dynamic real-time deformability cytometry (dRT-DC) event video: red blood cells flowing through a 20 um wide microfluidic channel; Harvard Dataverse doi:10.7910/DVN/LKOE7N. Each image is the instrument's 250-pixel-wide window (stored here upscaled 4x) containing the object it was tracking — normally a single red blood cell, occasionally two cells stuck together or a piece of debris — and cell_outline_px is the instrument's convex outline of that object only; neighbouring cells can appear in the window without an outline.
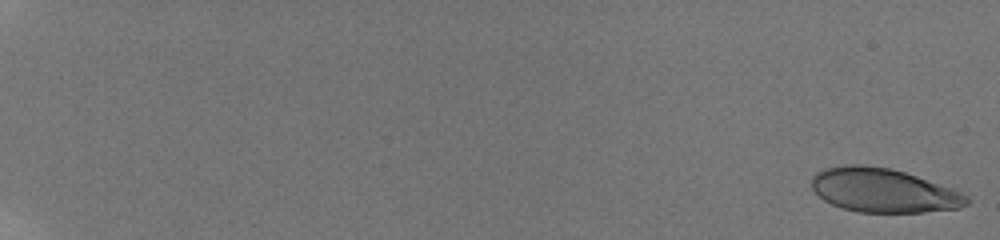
{"species": "human", "species_latin": "Homo sapiens", "temperature_condition": "room temperature", "stored_images_in_passage": 61, "camera_frame_rate_fps": 3000, "um_per_image_px": 0.085, "donor": {"sex": "male"}, "frame": {"image": 1, "passage_image": 1, "time_ms": 0.0, "image_size_px": [1000, 240], "cell_outline_px": [[968, 204], [960, 208], [924, 212], [856, 212], [832, 204], [824, 200], [812, 188], [812, 176], [816, 172], [824, 168], [844, 164], [864, 164], [892, 168], [916, 176], [960, 192], [968, 196]], "centroid_in_image_um": [75.05, 16.17], "position_along_channel_um": 10.0, "area_um2": 39.59}}
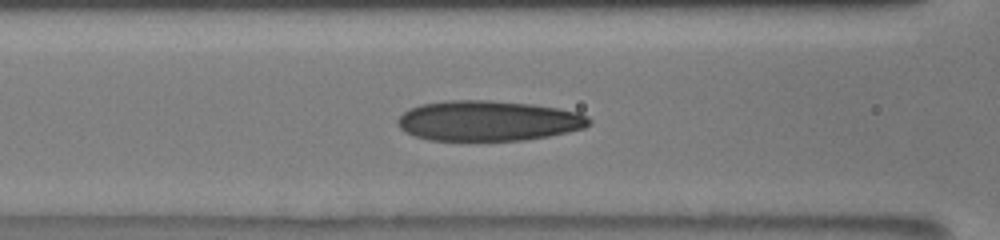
{"frame": {"image": 2, "passage_image": 30, "time_ms": 9.333, "image_size_px": [1000, 240], "cell_outline_px": [[592, 124], [584, 128], [548, 136], [524, 140], [428, 140], [404, 132], [400, 128], [396, 120], [408, 108], [420, 104], [448, 100], [488, 100], [532, 104], [560, 108], [576, 112], [588, 116], [592, 120]], "centroid_in_image_um": [41.49, 10.26], "position_along_channel_um": 125.1, "area_um2": 45.08}}
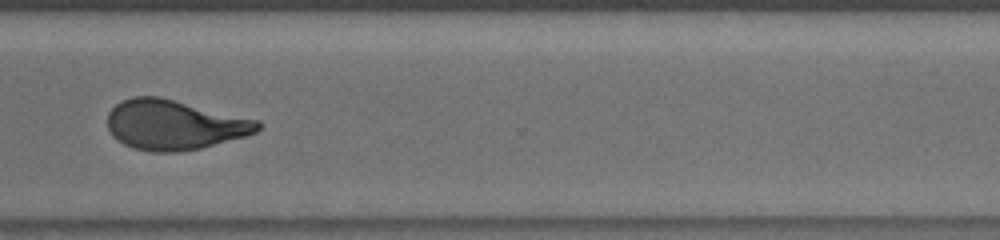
{"frame": {"image": 3, "passage_image": 49, "time_ms": 15.333, "image_size_px": [1000, 240], "cell_outline_px": [[260, 128], [256, 132], [244, 136], [200, 148], [180, 152], [152, 152], [136, 148], [124, 144], [116, 140], [112, 136], [108, 128], [108, 112], [116, 104], [132, 96], [160, 96], [260, 120]], "centroid_in_image_um": [14.8, 10.6], "position_along_channel_um": 355.8, "area_um2": 43.7}, "authors_computed_cell_mechanics": {"area_um2": 42.772, "velocity_mm_per_s": 3.8468, "shape_relaxation_time_tau1_ms": 7.9407, "shape_relaxation_time_tau2_ms": 1.1839, "deformation_change_tau1": 0.2401, "deformation_change_tau2": 0.0846}}